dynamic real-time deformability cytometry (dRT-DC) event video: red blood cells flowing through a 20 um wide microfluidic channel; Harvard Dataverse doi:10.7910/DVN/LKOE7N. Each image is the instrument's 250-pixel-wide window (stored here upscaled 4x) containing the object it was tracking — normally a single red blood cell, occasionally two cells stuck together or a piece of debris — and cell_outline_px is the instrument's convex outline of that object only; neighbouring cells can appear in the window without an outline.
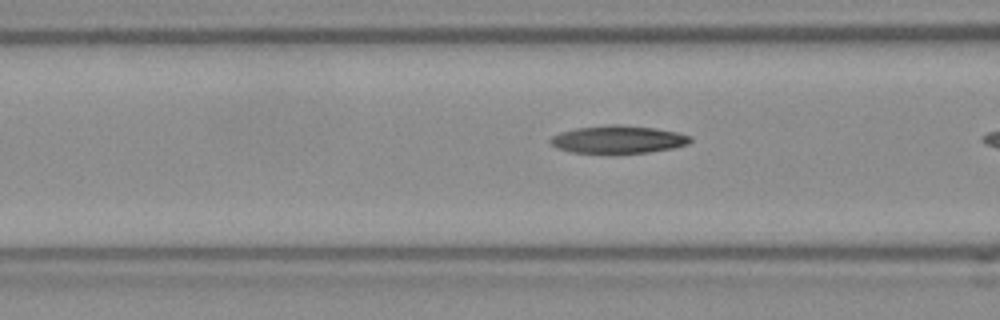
{"species": "Egyptian fruit bat (a non-hibernating species)", "species_latin": "Rousettus aegyptiacus", "temperature_condition": "room temperature", "stored_images_in_passage": 17, "camera_frame_rate_fps": 3000, "um_per_image_px": 0.085, "frame": {"image": 1, "passage_image": 16, "time_ms": 5.0, "image_size_px": [1000, 320], "cell_outline_px": [[692, 140], [688, 144], [672, 148], [648, 152], [572, 152], [556, 148], [548, 140], [552, 136], [560, 132], [576, 128], [608, 124], [620, 124], [656, 128], [676, 132], [692, 136]], "centroid_in_image_um": [52.54, 11.83], "position_along_channel_um": 114.1, "area_um2": 22.43}}